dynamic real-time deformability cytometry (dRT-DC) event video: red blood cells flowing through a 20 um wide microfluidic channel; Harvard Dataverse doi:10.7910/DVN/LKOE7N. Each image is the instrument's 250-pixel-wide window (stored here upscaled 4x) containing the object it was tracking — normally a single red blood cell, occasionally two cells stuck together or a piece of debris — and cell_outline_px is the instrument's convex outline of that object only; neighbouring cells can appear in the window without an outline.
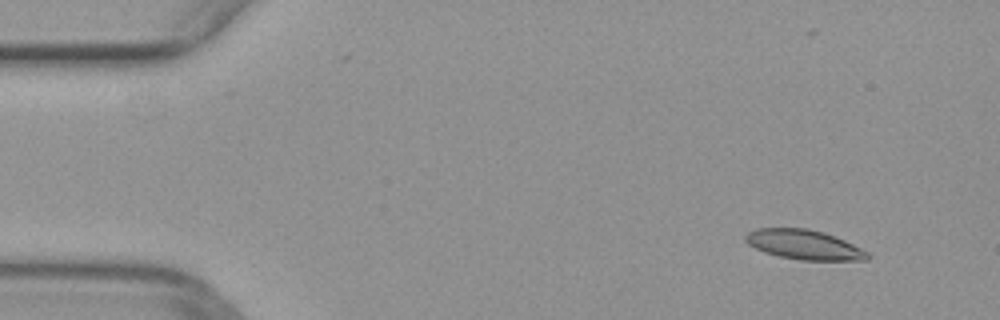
{"species": "common noctule bat (a hibernating species)", "species_latin": "Nyctalus noctula", "temperature_condition": "warm", "stored_images_in_passage": 9, "camera_frame_rate_fps": 3000, "um_per_image_px": 0.085, "animal": {"sex": "female", "body_mass_g": 29.2, "forearm_length_mm": 56.3}, "frame": {"image": 1, "passage_image": 1, "time_ms": 0.0, "image_size_px": [1000, 320], "cell_outline_px": [[872, 256], [868, 260], [800, 260], [780, 256], [764, 252], [748, 244], [744, 240], [744, 236], [748, 232], [756, 228], [808, 228], [824, 232], [844, 240], [868, 252]], "centroid_in_image_um": [68.34, 20.79], "position_along_channel_um": 16.7, "area_um2": 21.1}}